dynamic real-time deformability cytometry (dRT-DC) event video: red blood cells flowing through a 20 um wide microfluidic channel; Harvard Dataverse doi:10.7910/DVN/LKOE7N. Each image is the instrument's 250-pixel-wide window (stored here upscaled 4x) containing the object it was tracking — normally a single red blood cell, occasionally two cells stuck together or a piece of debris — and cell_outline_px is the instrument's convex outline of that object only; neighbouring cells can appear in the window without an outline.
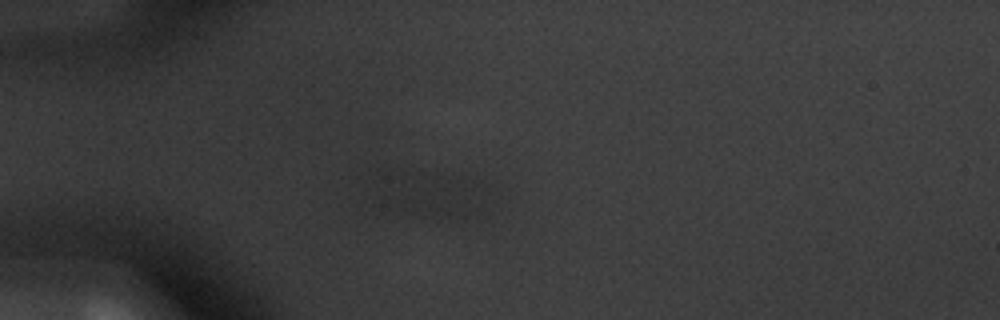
{"species": "common noctule bat (a hibernating species)", "species_latin": "Nyctalus noctula", "temperature_condition": "warm", "stored_images_in_passage": 15, "segment_of_instrument_passage": [2, 2], "camera_frame_rate_fps": 3000, "um_per_image_px": 0.085, "animal": {"sex": "male", "body_mass_g": 20.1, "forearm_length_mm": 53.5}, "frame": {"image": 1, "passage_image": 15, "time_ms": 4.667, "image_size_px": [1000, 320], "cell_outline_px": [[476, 212], [464, 220], [400, 212], [384, 200], [444, 188]], "centroid_in_image_um": [36.79, 17.41], "position_along_channel_um": 48.2, "area_um2": 12.08}}